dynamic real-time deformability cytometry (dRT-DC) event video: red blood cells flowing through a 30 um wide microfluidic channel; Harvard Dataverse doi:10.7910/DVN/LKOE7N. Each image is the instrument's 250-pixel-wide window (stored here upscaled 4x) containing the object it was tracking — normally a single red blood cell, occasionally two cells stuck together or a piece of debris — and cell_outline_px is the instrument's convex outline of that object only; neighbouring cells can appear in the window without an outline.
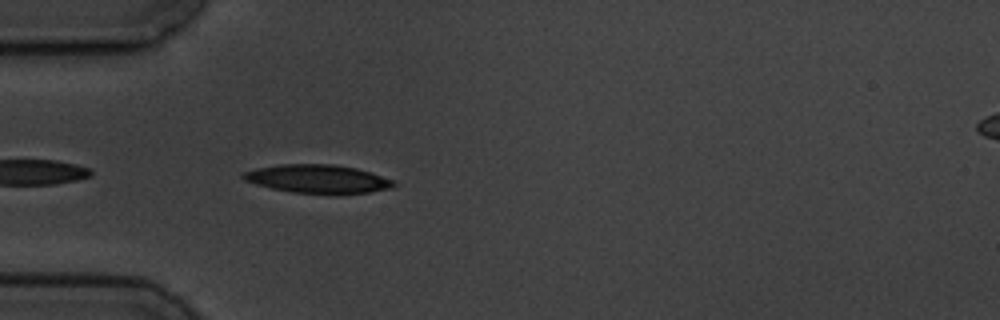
{"species": "common noctule bat (a hibernating species)", "species_latin": "Nyctalus noctula", "temperature_condition": "cold", "stored_images_in_passage": 5, "segment_of_instrument_passage": [1, 2], "camera_frame_rate_fps": 3000, "um_per_image_px": 0.085, "animal": {"sex": "male", "body_mass_g": 19.5, "forearm_length_mm": 54.6}, "frame": {"image": 1, "passage_image": 4, "time_ms": 3.667, "image_size_px": [1000, 320], "cell_outline_px": [[396, 184], [392, 188], [372, 192], [292, 192], [272, 188], [256, 184], [244, 180], [240, 176], [240, 172], [256, 168], [284, 164], [332, 164], [356, 168], [396, 180]], "centroid_in_image_um": [26.99, 15.18], "position_along_channel_um": 58.0, "area_um2": 24.51}}